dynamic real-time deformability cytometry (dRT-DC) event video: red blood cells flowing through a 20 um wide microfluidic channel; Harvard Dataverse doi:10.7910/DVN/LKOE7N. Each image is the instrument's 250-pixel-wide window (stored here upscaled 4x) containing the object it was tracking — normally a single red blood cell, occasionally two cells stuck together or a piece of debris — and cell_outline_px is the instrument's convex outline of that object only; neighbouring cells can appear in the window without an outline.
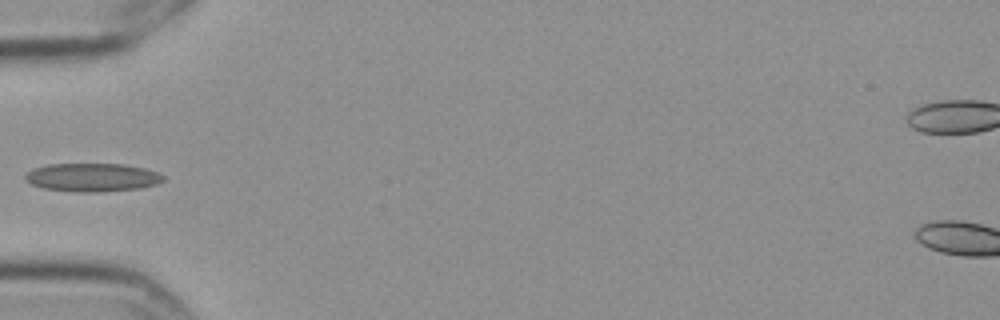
{"species": "Egyptian fruit bat (a non-hibernating species)", "species_latin": "Rousettus aegyptiacus", "temperature_condition": "cold", "stored_images_in_passage": 6, "camera_frame_rate_fps": 3000, "um_per_image_px": 0.085, "frame": {"image": 1, "passage_image": 6, "time_ms": 1.667, "image_size_px": [1000, 320], "cell_outline_px": [[164, 180], [156, 184], [140, 188], [100, 192], [72, 192], [44, 188], [32, 184], [24, 180], [24, 176], [32, 168], [48, 164], [124, 164], [144, 168], [160, 172], [164, 176]], "centroid_in_image_um": [7.84, 15.08], "position_along_channel_um": 77.2, "area_um2": 23.0}}